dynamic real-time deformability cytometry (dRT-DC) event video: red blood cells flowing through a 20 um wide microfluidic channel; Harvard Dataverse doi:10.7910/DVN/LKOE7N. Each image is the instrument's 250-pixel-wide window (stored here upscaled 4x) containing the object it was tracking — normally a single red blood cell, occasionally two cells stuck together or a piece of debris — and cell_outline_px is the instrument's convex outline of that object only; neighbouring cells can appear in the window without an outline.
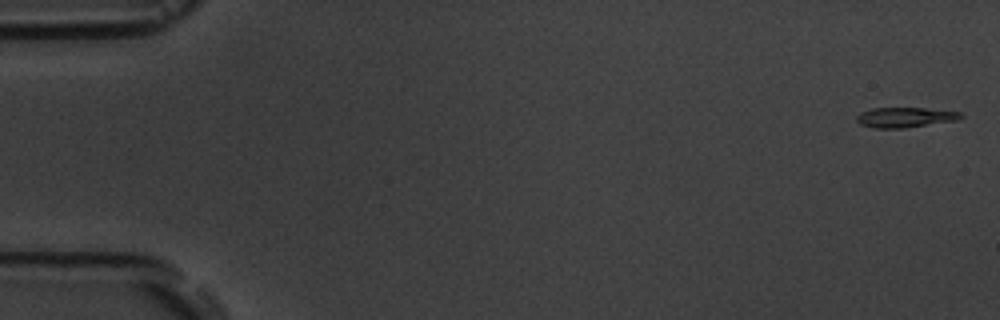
{"species": "common noctule bat (a hibernating species)", "species_latin": "Nyctalus noctula", "temperature_condition": "room temperature", "stored_images_in_passage": 6, "camera_frame_rate_fps": 3000, "um_per_image_px": 0.085, "animal": {"sex": "male", "body_mass_g": 19.5, "forearm_length_mm": 54.6}, "frame": {"image": 1, "passage_image": 1, "time_ms": 0.0, "image_size_px": [1000, 320], "cell_outline_px": [[964, 116], [956, 120], [904, 128], [872, 128], [860, 124], [856, 120], [856, 116], [860, 112], [872, 108], [924, 108], [960, 112]], "centroid_in_image_um": [76.88, 9.97], "position_along_channel_um": 8.1, "area_um2": 12.14}}
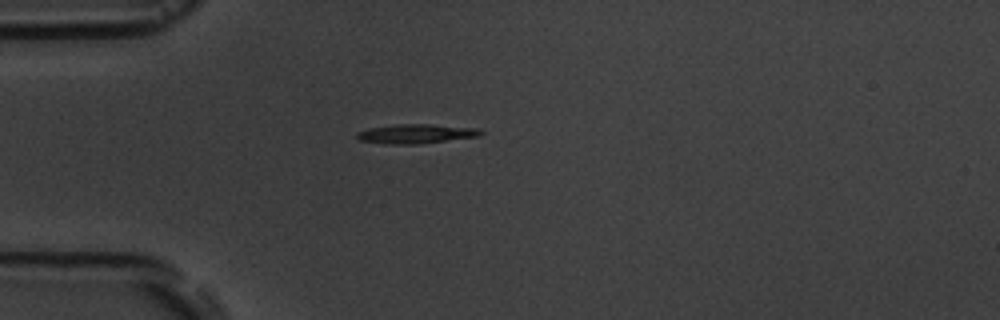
{"frame": {"image": 2, "passage_image": 5, "time_ms": 4.667, "image_size_px": [1000, 320], "cell_outline_px": [[484, 132], [476, 136], [416, 144], [384, 144], [360, 140], [356, 136], [356, 132], [368, 128], [396, 124], [428, 124], [480, 128]], "centroid_in_image_um": [35.31, 11.36], "position_along_channel_um": 49.7, "area_um2": 13.81}}